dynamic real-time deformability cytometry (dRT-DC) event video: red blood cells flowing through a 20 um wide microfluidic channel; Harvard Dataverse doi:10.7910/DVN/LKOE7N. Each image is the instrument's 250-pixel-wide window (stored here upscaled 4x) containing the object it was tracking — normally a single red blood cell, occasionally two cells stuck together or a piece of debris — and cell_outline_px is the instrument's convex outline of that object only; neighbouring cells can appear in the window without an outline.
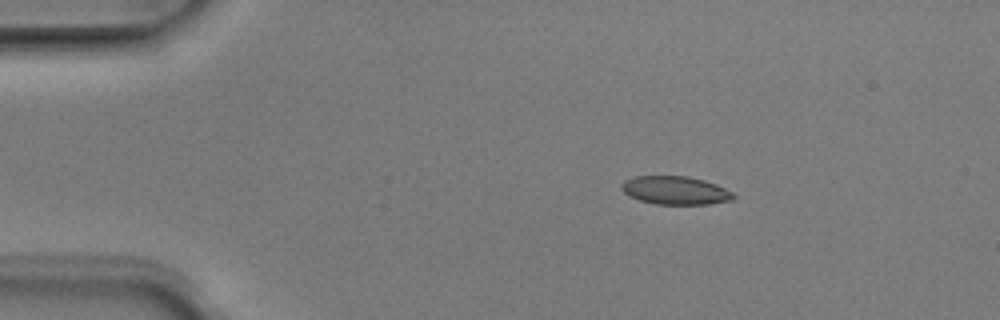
{"species": "Egyptian fruit bat (a non-hibernating species)", "species_latin": "Rousettus aegyptiacus", "temperature_condition": "room temperature", "stored_images_in_passage": 5, "camera_frame_rate_fps": 3000, "um_per_image_px": 0.085, "animal": {"sex": "male"}, "frame": {"image": 1, "passage_image": 3, "time_ms": 0.667, "image_size_px": [1000, 320], "cell_outline_px": [[736, 196], [732, 200], [708, 204], [656, 204], [640, 200], [628, 196], [620, 188], [620, 184], [624, 180], [632, 176], [688, 176], [704, 180], [716, 184], [732, 192]], "centroid_in_image_um": [57.37, 16.17], "position_along_channel_um": 27.6, "area_um2": 18.55}}